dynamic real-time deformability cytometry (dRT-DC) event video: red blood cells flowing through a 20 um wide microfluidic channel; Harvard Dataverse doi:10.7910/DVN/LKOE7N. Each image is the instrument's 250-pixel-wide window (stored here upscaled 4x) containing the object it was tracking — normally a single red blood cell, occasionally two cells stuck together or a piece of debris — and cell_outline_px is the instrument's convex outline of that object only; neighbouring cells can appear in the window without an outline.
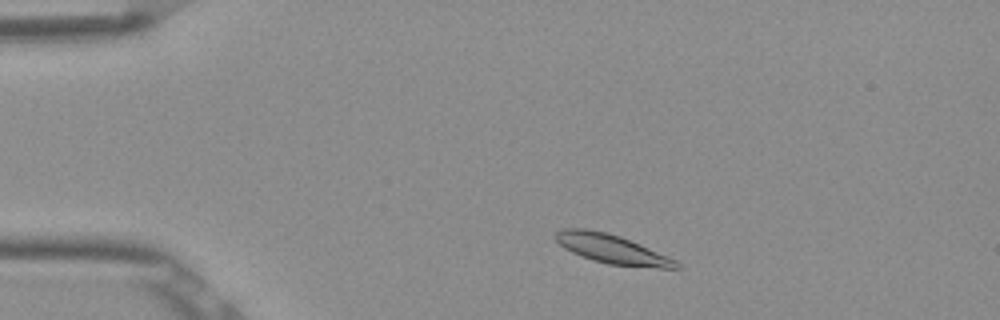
{"species": "Egyptian fruit bat (a non-hibernating species)", "species_latin": "Rousettus aegyptiacus", "temperature_condition": "room temperature", "stored_images_in_passage": 48, "camera_frame_rate_fps": 3000, "um_per_image_px": 0.085, "frame": {"image": 1, "passage_image": 5, "time_ms": 1.333, "image_size_px": [1000, 320], "cell_outline_px": [[680, 268], [660, 268], [608, 264], [592, 260], [572, 252], [564, 248], [552, 236], [560, 228], [588, 228], [608, 232], [620, 236], [640, 244], [676, 260], [680, 264]], "centroid_in_image_um": [51.97, 21.15], "position_along_channel_um": 33.0, "area_um2": 20.52}}
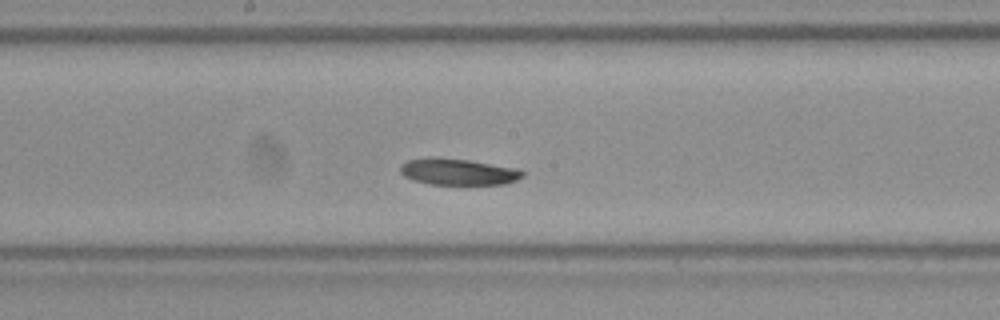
{"frame": {"image": 2, "passage_image": 23, "time_ms": 7.333, "image_size_px": [1000, 320], "cell_outline_px": [[524, 176], [516, 180], [504, 184], [432, 184], [412, 180], [404, 176], [400, 172], [400, 164], [408, 160], [428, 156], [436, 156], [468, 160], [520, 168], [524, 172]], "centroid_in_image_um": [38.93, 14.58], "position_along_channel_um": 209.3, "area_um2": 19.13}}
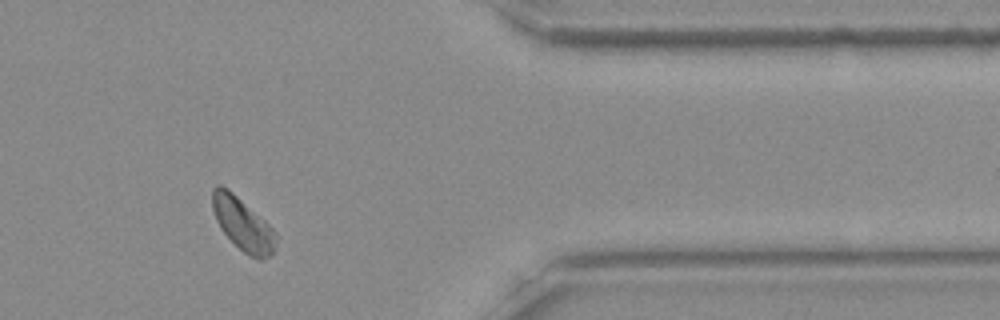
{"frame": {"image": 3, "passage_image": 39, "time_ms": 12.667, "image_size_px": [1000, 320], "cell_outline_px": [[276, 240], [272, 252], [268, 256], [260, 260], [248, 256], [220, 228], [216, 220], [212, 208], [212, 188], [216, 184], [220, 184], [228, 188], [264, 220], [276, 232]], "centroid_in_image_um": [20.6, 19.02], "position_along_channel_um": 390.8, "area_um2": 19.25}, "authors_computed_cell_mechanics": {"area_um2": 19.5653, "velocity_mm_per_s": 3.8061, "shape_relaxation_time_tau1_ms": 2.6178, "shape_relaxation_time_tau2_ms": null, "deformation_change_tau1": 0.0727, "deformation_change_tau2": null}}